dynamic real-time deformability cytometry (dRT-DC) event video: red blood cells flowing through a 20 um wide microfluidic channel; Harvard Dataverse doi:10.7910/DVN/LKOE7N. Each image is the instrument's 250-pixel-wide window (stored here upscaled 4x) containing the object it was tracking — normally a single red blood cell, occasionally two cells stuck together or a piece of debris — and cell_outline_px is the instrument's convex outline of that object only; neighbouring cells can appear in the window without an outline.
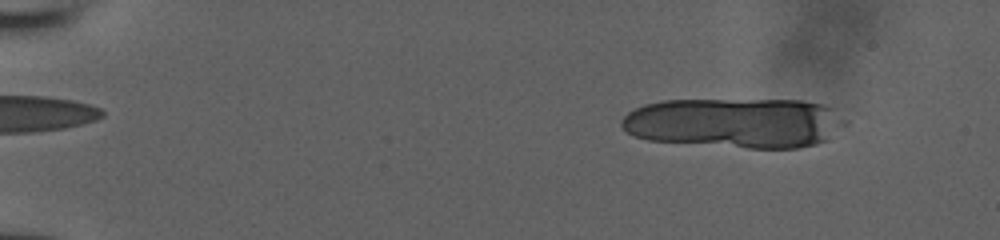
{"species": "human", "species_latin": "Homo sapiens", "temperature_condition": "room temperature", "stored_images_in_passage": 18, "camera_frame_rate_fps": 3000, "um_per_image_px": 0.085, "donor": {"sex": "male"}, "frame": {"image": 1, "passage_image": 7, "time_ms": 2.0, "image_size_px": [1000, 240], "cell_outline_px": [[832, 112], [828, 140], [816, 144], [796, 148], [748, 148], [648, 140], [636, 136], [628, 132], [620, 124], [620, 120], [628, 112], [644, 104], [664, 100], [800, 100], [824, 104], [832, 108]], "centroid_in_image_um": [62.23, 10.44], "position_along_channel_um": 22.8, "area_um2": 63.52}}